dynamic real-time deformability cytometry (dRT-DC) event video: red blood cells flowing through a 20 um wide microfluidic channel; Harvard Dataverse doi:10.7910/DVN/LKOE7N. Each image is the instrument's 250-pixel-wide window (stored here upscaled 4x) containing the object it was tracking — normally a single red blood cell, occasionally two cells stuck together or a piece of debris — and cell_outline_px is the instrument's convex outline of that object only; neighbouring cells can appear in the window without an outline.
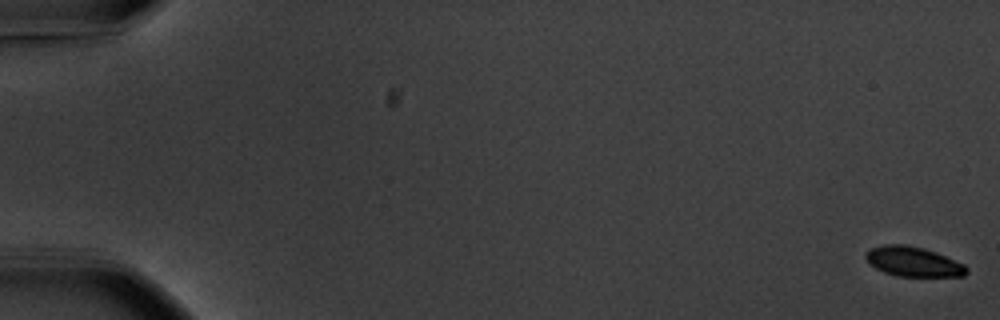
{"species": "common noctule bat (a hibernating species)", "species_latin": "Nyctalus noctula", "temperature_condition": "warm", "stored_images_in_passage": 57, "camera_frame_rate_fps": 3000, "um_per_image_px": 0.085, "animal": {"sex": "male", "body_mass_g": 20.1, "forearm_length_mm": 53.5}, "frame": {"image": 1, "passage_image": 1, "time_ms": 0.0, "image_size_px": [1000, 320], "cell_outline_px": [[968, 272], [964, 276], [896, 276], [884, 272], [868, 264], [864, 256], [864, 252], [872, 248], [884, 244], [904, 244], [924, 248], [936, 252], [964, 264], [968, 268]], "centroid_in_image_um": [77.6, 22.23], "position_along_channel_um": 7.4, "area_um2": 17.63}}
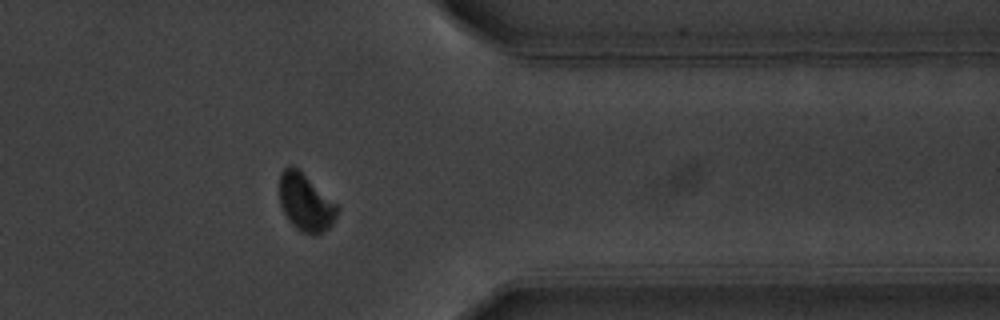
{"frame": {"image": 2, "passage_image": 47, "time_ms": 15.333, "image_size_px": [1000, 320], "cell_outline_px": [[340, 208], [332, 224], [324, 232], [316, 236], [304, 232], [296, 228], [288, 220], [280, 204], [280, 172], [284, 168], [296, 168], [336, 204]], "centroid_in_image_um": [25.98, 17.27], "position_along_channel_um": 385.4, "area_um2": 18.79}}
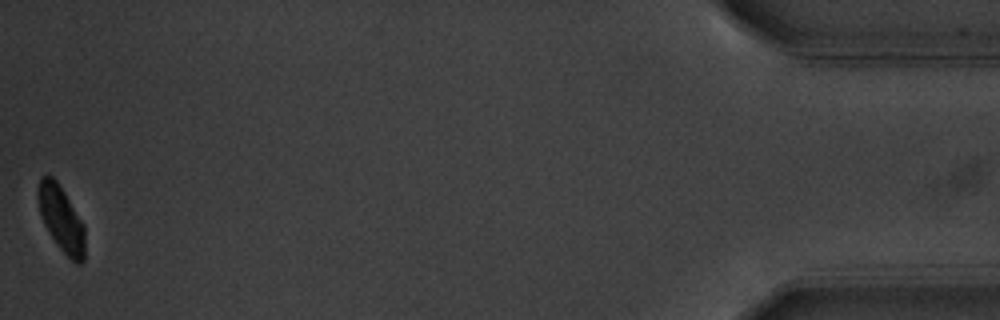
{"frame": {"image": 3, "passage_image": 57, "time_ms": 18.667, "image_size_px": [1000, 320], "cell_outline_px": [[84, 260], [80, 264], [76, 264], [60, 248], [44, 224], [40, 212], [36, 196], [40, 180], [44, 176], [52, 176], [56, 180], [64, 192], [84, 224]], "centroid_in_image_um": [5.21, 18.6], "position_along_channel_um": 430.0, "area_um2": 17.57}, "authors_computed_cell_mechanics": {"area_um2": 19.1896, "velocity_mm_per_s": 3.6469, "shape_relaxation_time_tau1_ms": 2.5772, "shape_relaxation_time_tau2_ms": null, "deformation_change_tau1": 0.1562, "deformation_change_tau2": null}}